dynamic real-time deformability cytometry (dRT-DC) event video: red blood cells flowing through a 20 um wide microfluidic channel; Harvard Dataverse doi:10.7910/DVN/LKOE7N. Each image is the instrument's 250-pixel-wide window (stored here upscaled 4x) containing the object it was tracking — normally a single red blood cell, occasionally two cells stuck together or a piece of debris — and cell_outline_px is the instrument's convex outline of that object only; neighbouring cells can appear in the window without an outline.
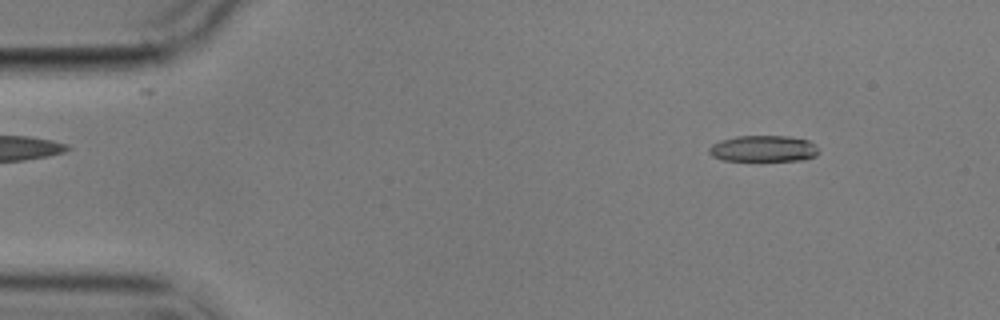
{"species": "common noctule bat (a hibernating species)", "species_latin": "Nyctalus noctula", "temperature_condition": "cold", "stored_images_in_passage": 6, "camera_frame_rate_fps": 3000, "um_per_image_px": 0.085, "animal": {"sex": "male", "body_mass_g": 17.9}, "frame": {"image": 1, "passage_image": 1, "time_ms": 0.0, "image_size_px": [1000, 320], "cell_outline_px": [[820, 152], [816, 156], [804, 160], [724, 160], [712, 156], [708, 152], [708, 148], [712, 144], [720, 140], [736, 136], [788, 136], [808, 140], [816, 144], [820, 148]], "centroid_in_image_um": [64.93, 12.62], "position_along_channel_um": 20.1, "area_um2": 16.94}}
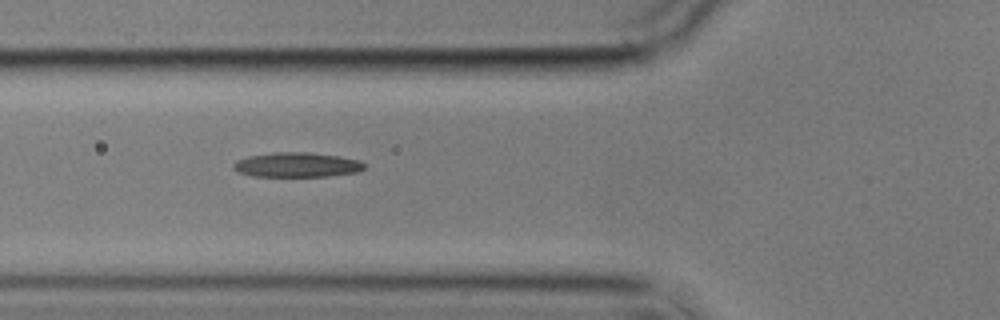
{"frame": {"image": 2, "passage_image": 5, "time_ms": 4.667, "image_size_px": [1000, 320], "cell_outline_px": [[364, 168], [356, 172], [328, 176], [252, 176], [240, 172], [232, 168], [232, 164], [236, 160], [248, 156], [276, 152], [308, 152], [340, 156], [360, 160], [364, 164]], "centroid_in_image_um": [25.22, 14.0], "position_along_channel_um": 100.6, "area_um2": 18.79}}
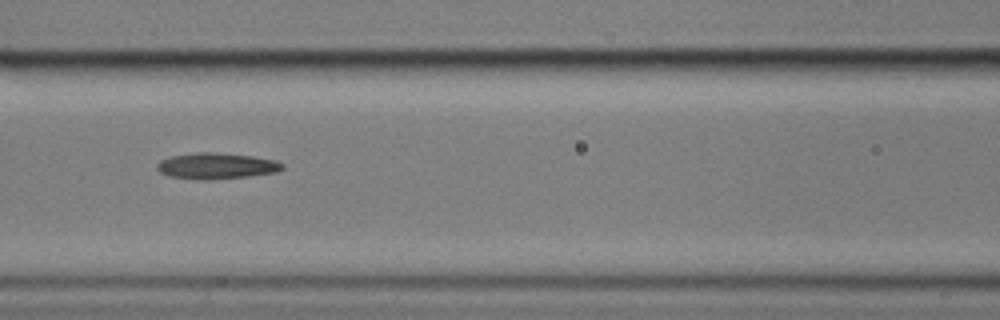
{"frame": {"image": 3, "passage_image": 6, "time_ms": 6.0, "image_size_px": [1000, 320], "cell_outline_px": [[284, 168], [276, 172], [248, 176], [212, 180], [196, 180], [172, 176], [160, 172], [156, 168], [156, 164], [160, 160], [172, 156], [196, 152], [216, 152], [252, 156], [276, 160], [284, 164]], "centroid_in_image_um": [18.4, 14.1], "position_along_channel_um": 148.2, "area_um2": 19.13}}